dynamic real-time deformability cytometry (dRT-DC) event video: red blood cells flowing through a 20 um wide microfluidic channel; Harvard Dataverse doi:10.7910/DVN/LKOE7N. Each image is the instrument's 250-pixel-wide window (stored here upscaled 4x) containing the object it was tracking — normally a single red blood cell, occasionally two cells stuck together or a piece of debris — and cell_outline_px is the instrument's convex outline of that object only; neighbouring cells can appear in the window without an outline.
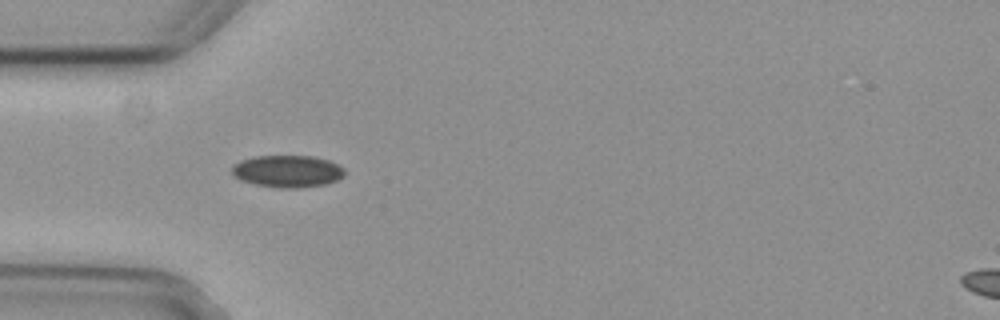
{"species": "common noctule bat (a hibernating species)", "species_latin": "Nyctalus noctula", "temperature_condition": "cold", "stored_images_in_passage": 8, "camera_frame_rate_fps": 3000, "um_per_image_px": 0.085, "animal": {"sex": "female", "body_mass_g": 29.2, "forearm_length_mm": 56.3}, "frame": {"image": 1, "passage_image": 5, "time_ms": 1.333, "image_size_px": [1000, 320], "cell_outline_px": [[344, 176], [328, 184], [300, 188], [276, 188], [256, 184], [240, 180], [232, 176], [232, 164], [240, 160], [256, 156], [312, 156], [328, 160], [344, 168]], "centroid_in_image_um": [24.41, 14.56], "position_along_channel_um": 60.6, "area_um2": 21.27}}
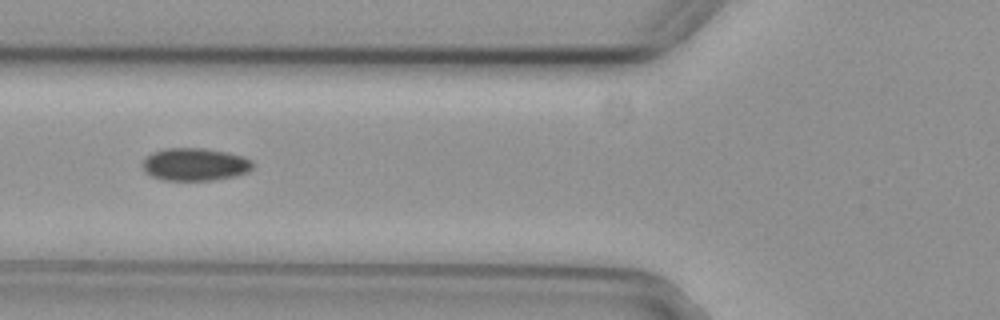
{"frame": {"image": 2, "passage_image": 6, "time_ms": 1.667, "image_size_px": [1000, 320], "cell_outline_px": [[252, 168], [248, 172], [236, 176], [212, 180], [160, 180], [144, 172], [140, 164], [152, 152], [164, 148], [204, 148], [244, 156], [252, 160]], "centroid_in_image_um": [16.54, 13.98], "position_along_channel_um": 109.3, "area_um2": 21.15}}
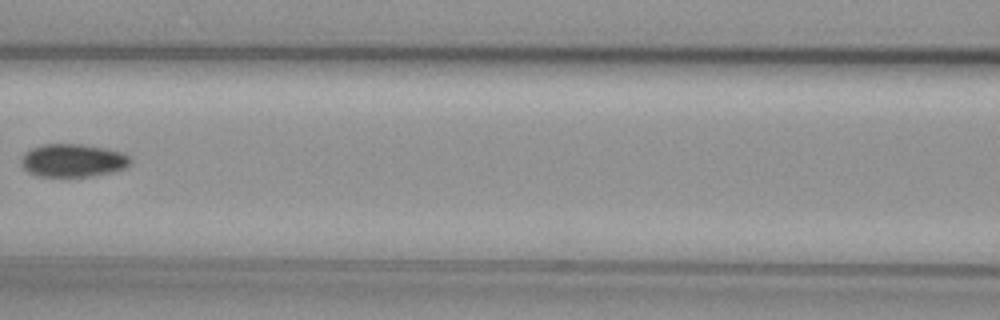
{"frame": {"image": 3, "passage_image": 7, "time_ms": 2.0, "image_size_px": [1000, 320], "cell_outline_px": [[132, 164], [124, 168], [112, 172], [92, 176], [36, 176], [28, 172], [20, 164], [20, 160], [24, 152], [32, 148], [44, 144], [84, 144], [108, 148], [124, 152], [132, 160]], "centroid_in_image_um": [6.21, 13.63], "position_along_channel_um": 160.4, "area_um2": 21.33}}